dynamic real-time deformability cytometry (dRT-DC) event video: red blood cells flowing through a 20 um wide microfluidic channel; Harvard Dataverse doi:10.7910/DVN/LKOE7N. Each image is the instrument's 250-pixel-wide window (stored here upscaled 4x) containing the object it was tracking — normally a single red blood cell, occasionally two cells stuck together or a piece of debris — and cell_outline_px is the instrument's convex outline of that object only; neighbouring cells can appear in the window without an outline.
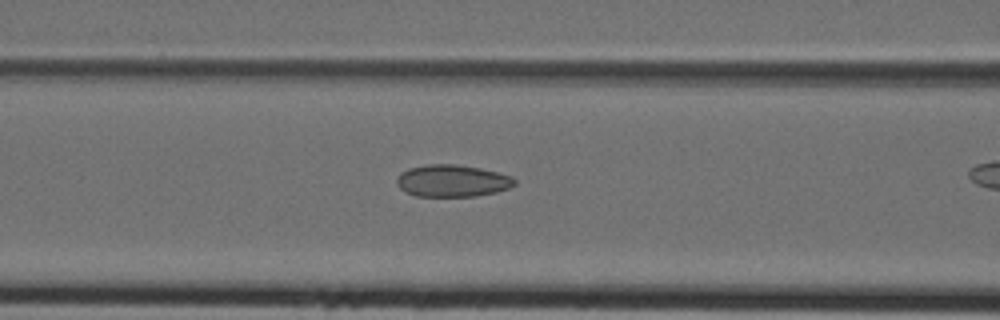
{"species": "Egyptian fruit bat (a non-hibernating species)", "species_latin": "Rousettus aegyptiacus", "temperature_condition": "cold", "stored_images_in_passage": 26, "camera_frame_rate_fps": 3000, "um_per_image_px": 0.085, "animal": {"sex": "female"}, "frame": {"image": 1, "passage_image": 9, "time_ms": 2.667, "image_size_px": [1000, 320], "cell_outline_px": [[516, 184], [508, 188], [496, 192], [476, 196], [416, 196], [404, 192], [396, 184], [396, 180], [400, 172], [408, 168], [428, 164], [456, 164], [480, 168], [512, 176], [516, 180]], "centroid_in_image_um": [38.42, 15.37], "position_along_channel_um": 128.2, "area_um2": 22.14}}
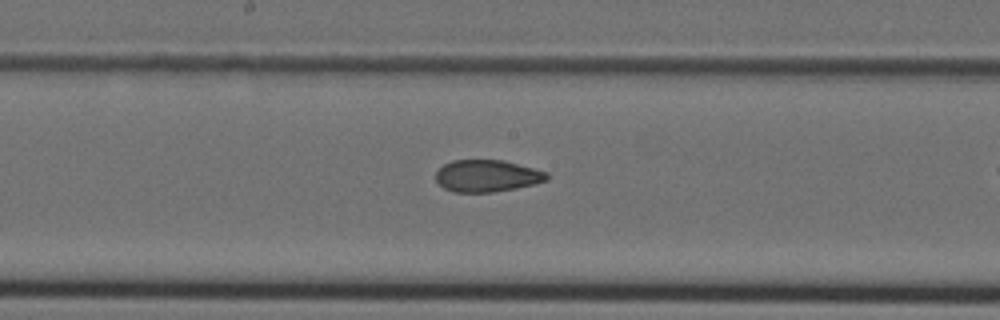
{"frame": {"image": 2, "passage_image": 14, "time_ms": 4.333, "image_size_px": [1000, 320], "cell_outline_px": [[548, 180], [536, 184], [516, 188], [492, 192], [456, 192], [444, 188], [436, 180], [436, 172], [444, 164], [452, 160], [504, 160], [548, 172]], "centroid_in_image_um": [41.42, 14.94], "position_along_channel_um": 206.8, "area_um2": 20.69}}
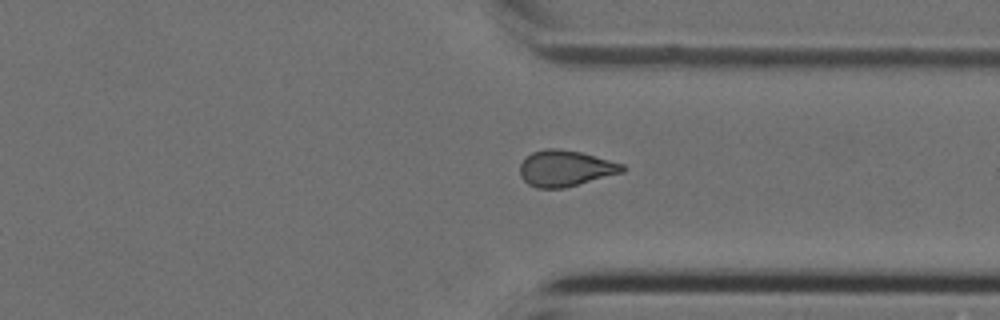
{"frame": {"image": 3, "passage_image": 24, "time_ms": 7.667, "image_size_px": [1000, 320], "cell_outline_px": [[624, 172], [564, 188], [536, 188], [528, 184], [520, 176], [520, 164], [532, 152], [544, 148], [556, 148], [580, 152], [624, 164]], "centroid_in_image_um": [48.04, 14.31], "position_along_channel_um": 363.4, "area_um2": 21.44}}